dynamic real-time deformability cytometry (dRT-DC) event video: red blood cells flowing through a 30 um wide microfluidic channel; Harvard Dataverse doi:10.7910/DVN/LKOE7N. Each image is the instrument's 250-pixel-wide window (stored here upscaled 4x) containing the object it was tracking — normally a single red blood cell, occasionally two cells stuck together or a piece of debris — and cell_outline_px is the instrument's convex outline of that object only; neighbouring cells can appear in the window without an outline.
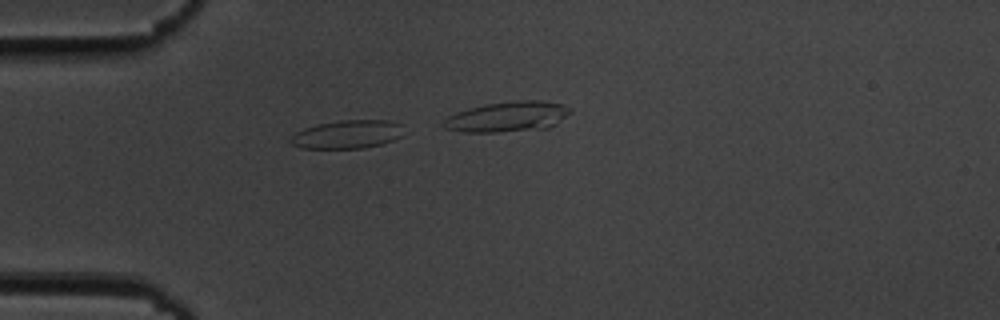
{"species": "common noctule bat (a hibernating species)", "species_latin": "Nyctalus noctula", "temperature_condition": "cold", "stored_images_in_passage": 19, "camera_frame_rate_fps": 3000, "um_per_image_px": 0.085, "animal": {"sex": "male", "body_mass_g": 19.5, "forearm_length_mm": 54.6}, "frame": {"image": 1, "passage_image": 14, "time_ms": 4.333, "image_size_px": [1000, 320], "cell_outline_px": [[404, 136], [380, 144], [364, 148], [300, 148], [292, 144], [288, 140], [296, 132], [304, 128], [320, 124], [340, 120], [388, 120], [400, 124]], "centroid_in_image_um": [29.52, 11.42], "position_along_channel_um": 55.5, "area_um2": 18.61}}